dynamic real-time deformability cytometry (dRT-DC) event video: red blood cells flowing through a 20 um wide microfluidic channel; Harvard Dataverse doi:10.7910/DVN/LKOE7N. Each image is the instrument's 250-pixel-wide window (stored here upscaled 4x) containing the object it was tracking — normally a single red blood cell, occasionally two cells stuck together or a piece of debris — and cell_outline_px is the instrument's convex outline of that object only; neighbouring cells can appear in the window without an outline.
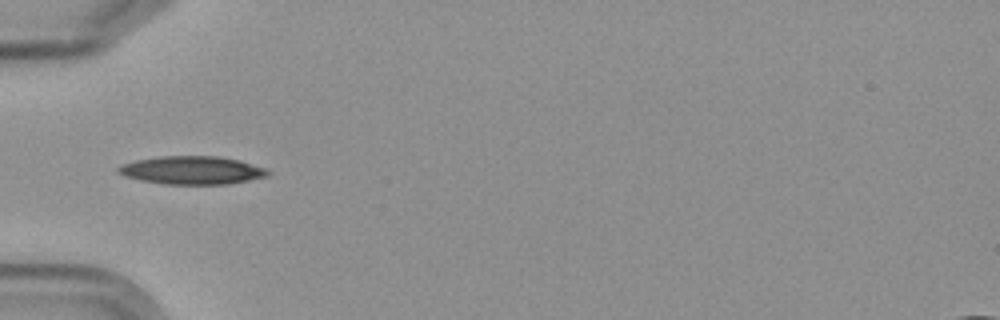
{"species": "Egyptian fruit bat (a non-hibernating species)", "species_latin": "Rousettus aegyptiacus", "temperature_condition": "cold", "stored_images_in_passage": 7, "camera_frame_rate_fps": 3000, "um_per_image_px": 0.085, "frame": {"image": 1, "passage_image": 5, "time_ms": 5.667, "image_size_px": [1000, 320], "cell_outline_px": [[268, 176], [228, 184], [164, 184], [140, 180], [124, 176], [116, 172], [116, 168], [120, 164], [136, 160], [160, 156], [216, 156], [240, 160], [268, 168]], "centroid_in_image_um": [16.29, 14.46], "position_along_channel_um": 68.7, "area_um2": 24.68}}
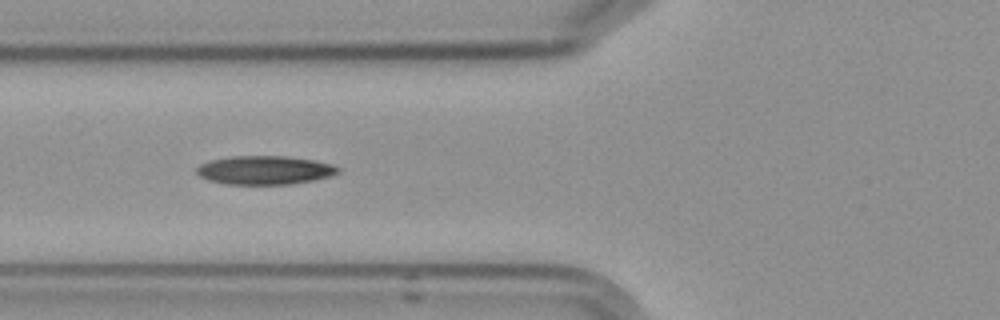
{"frame": {"image": 2, "passage_image": 6, "time_ms": 6.667, "image_size_px": [1000, 320], "cell_outline_px": [[340, 172], [332, 176], [312, 180], [288, 184], [228, 184], [208, 180], [200, 176], [196, 172], [196, 168], [200, 164], [212, 160], [232, 156], [284, 156], [312, 160], [332, 164], [340, 168]], "centroid_in_image_um": [22.51, 14.46], "position_along_channel_um": 103.3, "area_um2": 23.47}}
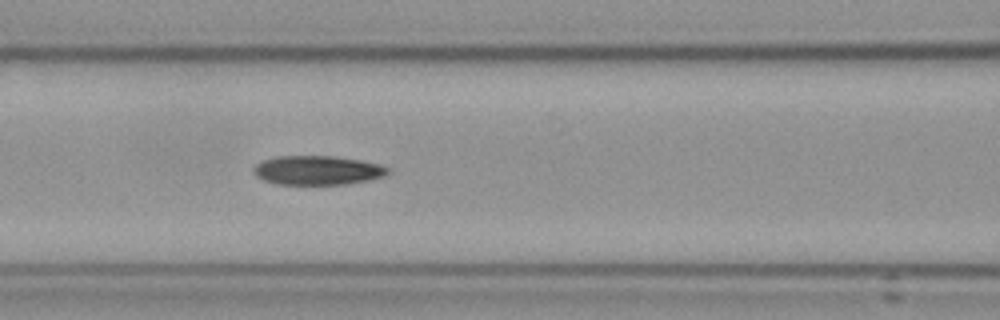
{"frame": {"image": 3, "passage_image": 7, "time_ms": 7.667, "image_size_px": [1000, 320], "cell_outline_px": [[388, 172], [384, 176], [368, 180], [344, 184], [276, 184], [264, 180], [256, 176], [252, 172], [252, 168], [256, 164], [264, 160], [276, 156], [332, 156], [360, 160], [380, 164], [388, 168]], "centroid_in_image_um": [26.95, 14.47], "position_along_channel_um": 139.7, "area_um2": 22.72}}